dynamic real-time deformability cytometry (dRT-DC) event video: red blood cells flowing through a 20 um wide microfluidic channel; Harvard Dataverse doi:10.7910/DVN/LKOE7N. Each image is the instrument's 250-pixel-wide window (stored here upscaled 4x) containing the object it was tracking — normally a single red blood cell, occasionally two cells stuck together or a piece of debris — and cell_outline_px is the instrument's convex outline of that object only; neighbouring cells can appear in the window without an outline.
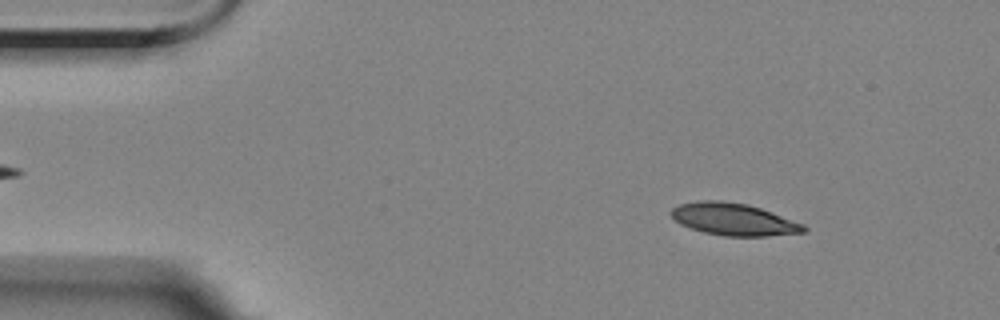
{"species": "Egyptian fruit bat (a non-hibernating species)", "species_latin": "Rousettus aegyptiacus", "temperature_condition": "room temperature", "stored_images_in_passage": 3, "camera_frame_rate_fps": 3000, "um_per_image_px": 0.085, "animal": {"sex": "female"}, "frame": {"image": 1, "passage_image": 2, "time_ms": 1.0, "image_size_px": [1000, 320], "cell_outline_px": [[808, 228], [804, 232], [768, 236], [724, 236], [704, 232], [680, 224], [668, 212], [672, 208], [680, 204], [696, 200], [724, 200], [748, 204], [772, 212], [804, 224]], "centroid_in_image_um": [62.35, 18.63], "position_along_channel_um": 22.6, "area_um2": 24.97}}